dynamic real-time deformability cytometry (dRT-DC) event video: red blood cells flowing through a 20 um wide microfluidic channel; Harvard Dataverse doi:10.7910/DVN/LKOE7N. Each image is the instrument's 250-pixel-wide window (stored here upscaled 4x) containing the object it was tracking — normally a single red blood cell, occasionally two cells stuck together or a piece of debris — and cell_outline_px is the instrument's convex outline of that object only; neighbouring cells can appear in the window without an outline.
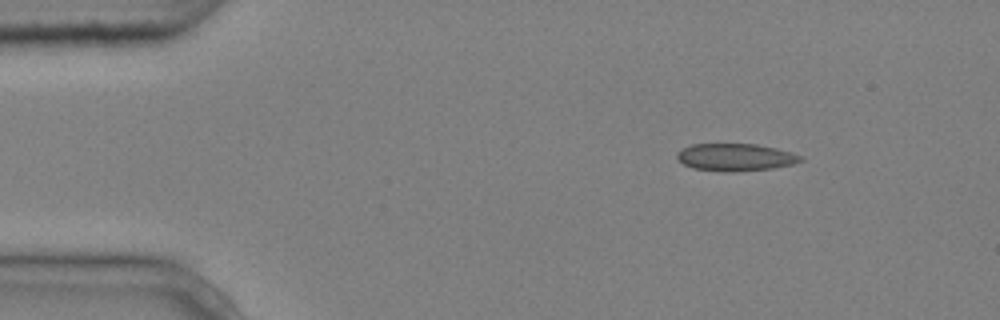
{"species": "common noctule bat (a hibernating species)", "species_latin": "Nyctalus noctula", "temperature_condition": "cold", "stored_images_in_passage": 5, "camera_frame_rate_fps": 3000, "um_per_image_px": 0.085, "animal": {"sex": "male", "body_mass_g": 20.4}, "frame": {"image": 1, "passage_image": 1, "time_ms": 0.0, "image_size_px": [1000, 320], "cell_outline_px": [[804, 160], [792, 164], [772, 168], [732, 172], [724, 172], [692, 168], [684, 164], [676, 156], [676, 152], [692, 144], [756, 144], [776, 148], [792, 152], [804, 156]], "centroid_in_image_um": [62.54, 13.36], "position_along_channel_um": 22.5, "area_um2": 19.77}}
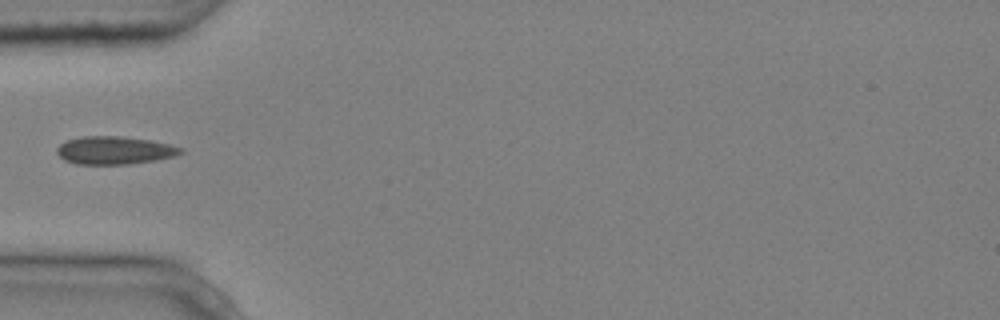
{"frame": {"image": 2, "passage_image": 4, "time_ms": 1.0, "image_size_px": [1000, 320], "cell_outline_px": [[184, 152], [176, 156], [156, 160], [128, 164], [76, 164], [64, 160], [56, 152], [56, 148], [60, 144], [68, 140], [84, 136], [120, 136], [152, 140], [184, 148]], "centroid_in_image_um": [9.76, 12.78], "position_along_channel_um": 75.2, "area_um2": 20.23}}
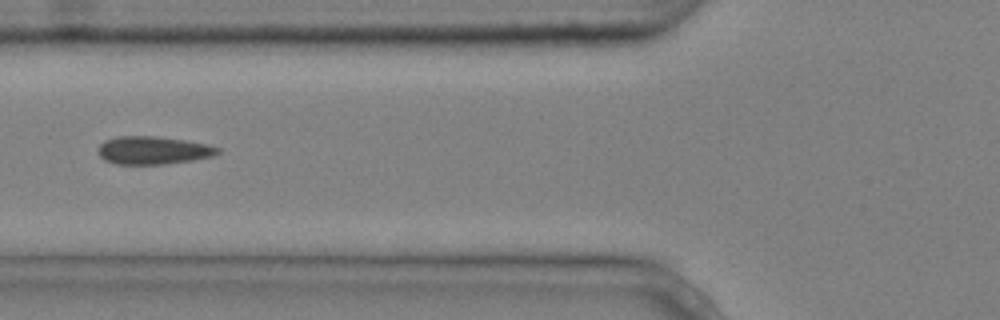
{"frame": {"image": 3, "passage_image": 5, "time_ms": 1.333, "image_size_px": [1000, 320], "cell_outline_px": [[220, 152], [212, 156], [192, 160], [164, 164], [116, 164], [104, 160], [100, 156], [100, 144], [104, 140], [116, 136], [156, 136], [184, 140], [208, 144], [220, 148]], "centroid_in_image_um": [13.02, 12.77], "position_along_channel_um": 112.8, "area_um2": 19.42}}